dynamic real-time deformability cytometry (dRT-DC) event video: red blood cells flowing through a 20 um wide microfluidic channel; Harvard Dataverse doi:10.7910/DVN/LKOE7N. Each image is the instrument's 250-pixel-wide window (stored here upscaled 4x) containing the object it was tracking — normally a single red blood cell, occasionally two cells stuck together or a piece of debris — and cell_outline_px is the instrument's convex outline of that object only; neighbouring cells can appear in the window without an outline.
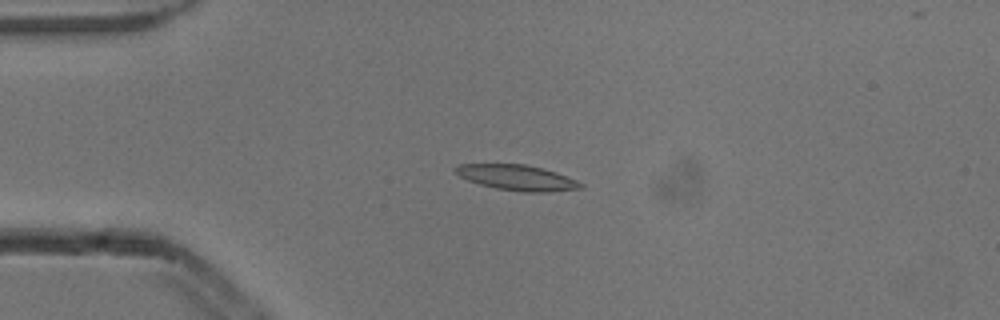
{"species": "common noctule bat (a hibernating species)", "species_latin": "Nyctalus noctula", "temperature_condition": "cold", "stored_images_in_passage": 4, "camera_frame_rate_fps": 3000, "um_per_image_px": 0.085, "animal": {"sex": "male", "body_mass_g": 13.3}, "frame": {"image": 1, "passage_image": 3, "time_ms": 0.667, "image_size_px": [1000, 320], "cell_outline_px": [[584, 188], [548, 192], [520, 192], [496, 188], [480, 184], [468, 180], [460, 176], [452, 168], [460, 164], [524, 164], [556, 172], [576, 180], [584, 184]], "centroid_in_image_um": [43.96, 15.1], "position_along_channel_um": 41.0, "area_um2": 18.5}}